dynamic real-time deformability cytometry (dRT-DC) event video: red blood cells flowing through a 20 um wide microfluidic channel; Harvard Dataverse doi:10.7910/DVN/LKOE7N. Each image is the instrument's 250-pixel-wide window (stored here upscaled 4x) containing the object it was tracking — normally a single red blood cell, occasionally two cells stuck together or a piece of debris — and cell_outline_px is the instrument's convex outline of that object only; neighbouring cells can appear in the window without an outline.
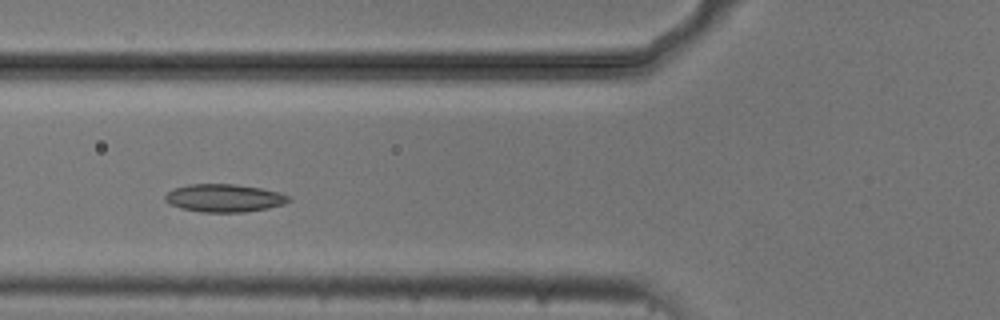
{"species": "common noctule bat (a hibernating species)", "species_latin": "Nyctalus noctula", "temperature_condition": "cold", "stored_images_in_passage": 7, "camera_frame_rate_fps": 3000, "um_per_image_px": 0.085, "animal": {"sex": "male", "body_mass_g": 20.5, "forearm_length_mm": 52.5}, "frame": {"image": 1, "passage_image": 4, "time_ms": 1.0, "image_size_px": [1000, 320], "cell_outline_px": [[292, 200], [284, 204], [268, 208], [244, 212], [200, 212], [180, 208], [168, 204], [164, 200], [164, 196], [168, 192], [176, 188], [188, 184], [236, 184], [260, 188], [280, 192], [288, 196]], "centroid_in_image_um": [19.05, 16.84], "position_along_channel_um": 106.8, "area_um2": 20.17}}
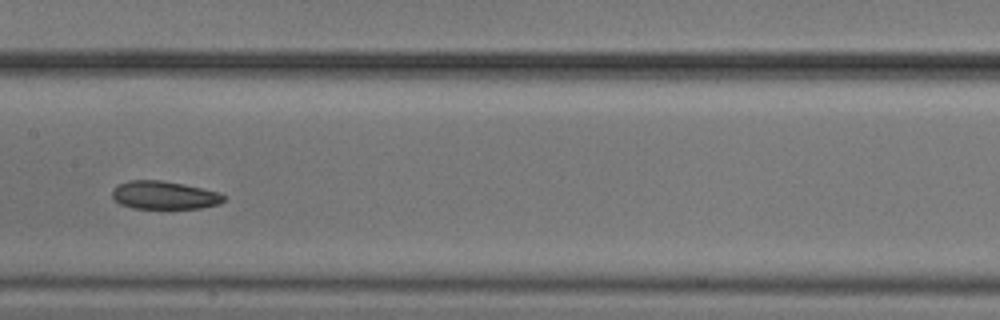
{"frame": {"image": 2, "passage_image": 6, "time_ms": 1.667, "image_size_px": [1000, 320], "cell_outline_px": [[228, 196], [220, 204], [200, 208], [132, 208], [120, 204], [112, 196], [112, 188], [128, 180], [160, 180], [184, 184], [216, 192]], "centroid_in_image_um": [13.95, 16.59], "position_along_channel_um": 193.4, "area_um2": 18.21}}
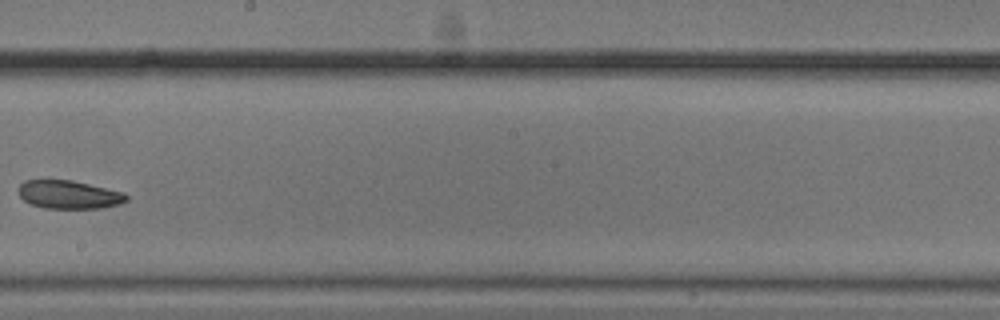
{"frame": {"image": 3, "passage_image": 7, "time_ms": 2.0, "image_size_px": [1000, 320], "cell_outline_px": [[128, 200], [120, 204], [100, 208], [44, 208], [32, 204], [24, 200], [20, 196], [20, 184], [24, 180], [72, 180], [124, 192], [128, 196]], "centroid_in_image_um": [5.89, 16.54], "position_along_channel_um": 242.3, "area_um2": 17.69}}